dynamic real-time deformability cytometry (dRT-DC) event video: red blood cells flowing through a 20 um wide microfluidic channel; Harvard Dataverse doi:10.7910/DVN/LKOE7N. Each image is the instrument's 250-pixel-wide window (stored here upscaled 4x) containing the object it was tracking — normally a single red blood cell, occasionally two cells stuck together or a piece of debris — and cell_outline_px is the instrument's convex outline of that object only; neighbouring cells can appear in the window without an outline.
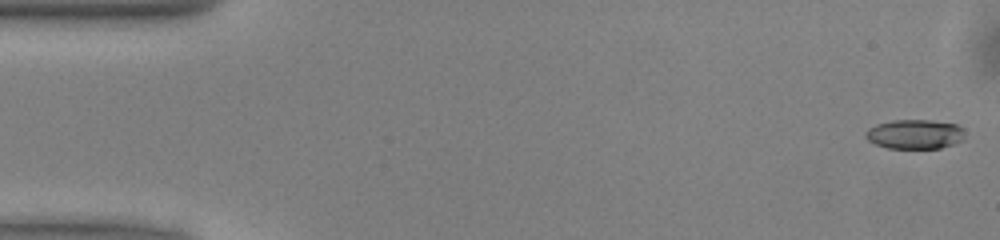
{"species": "common noctule bat (a hibernating species)", "species_latin": "Nyctalus noctula", "temperature_condition": "warm", "stored_images_in_passage": 15, "camera_frame_rate_fps": 3000, "um_per_image_px": 0.085, "animal": {"sex": "male", "body_mass_g": 13.0, "forearm_length_mm": 53.1}, "frame": {"image": 1, "passage_image": 1, "time_ms": 0.0, "image_size_px": [1000, 240], "cell_outline_px": [[964, 140], [940, 148], [888, 148], [876, 144], [868, 140], [864, 136], [864, 132], [868, 128], [876, 124], [892, 120], [932, 120], [956, 124], [964, 128]], "centroid_in_image_um": [77.76, 11.4], "position_along_channel_um": 7.2, "area_um2": 17.17}}
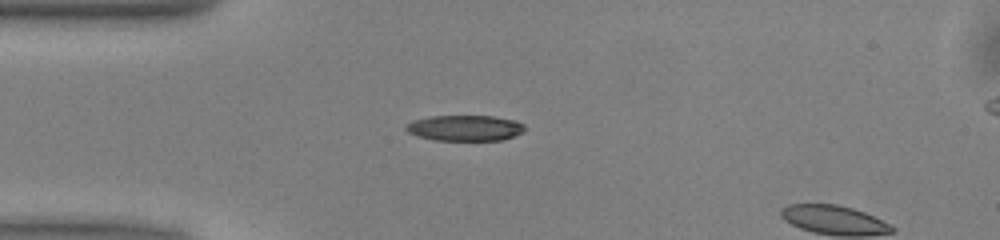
{"frame": {"image": 2, "passage_image": 13, "time_ms": 4.0, "image_size_px": [1000, 240], "cell_outline_px": [[528, 128], [524, 132], [504, 140], [436, 140], [416, 136], [408, 132], [404, 128], [412, 120], [428, 116], [492, 116], [516, 120], [524, 124]], "centroid_in_image_um": [39.56, 10.88], "position_along_channel_um": 45.4, "area_um2": 18.03}}